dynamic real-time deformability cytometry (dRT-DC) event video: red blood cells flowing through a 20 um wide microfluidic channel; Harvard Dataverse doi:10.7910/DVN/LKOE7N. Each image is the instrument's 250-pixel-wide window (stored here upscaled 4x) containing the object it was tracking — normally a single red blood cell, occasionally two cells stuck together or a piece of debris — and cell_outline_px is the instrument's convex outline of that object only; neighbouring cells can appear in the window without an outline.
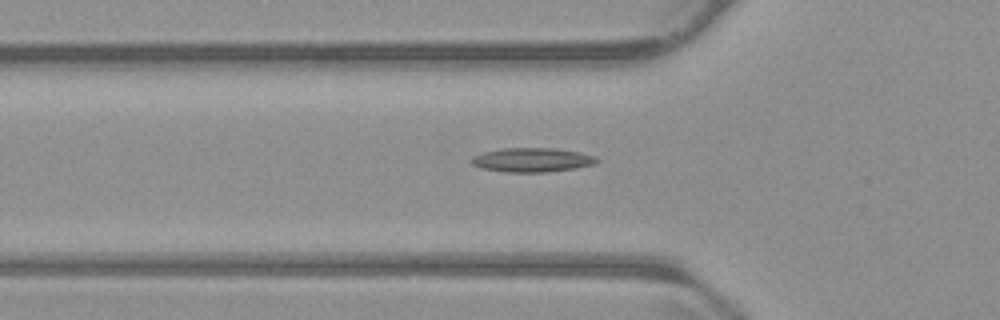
{"species": "common noctule bat (a hibernating species)", "species_latin": "Nyctalus noctula", "temperature_condition": "warm", "stored_images_in_passage": 53, "camera_frame_rate_fps": 3000, "um_per_image_px": 0.085, "animal": {"sex": "male", "body_mass_g": 23.1, "forearm_length_mm": 52.7}, "frame": {"image": 1, "passage_image": 19, "time_ms": 6.0, "image_size_px": [1000, 320], "cell_outline_px": [[600, 160], [592, 164], [576, 168], [548, 172], [508, 172], [480, 168], [472, 164], [468, 160], [472, 156], [484, 152], [500, 148], [552, 148], [580, 152], [592, 156]], "centroid_in_image_um": [45.16, 13.59], "position_along_channel_um": 80.6, "area_um2": 17.63}}
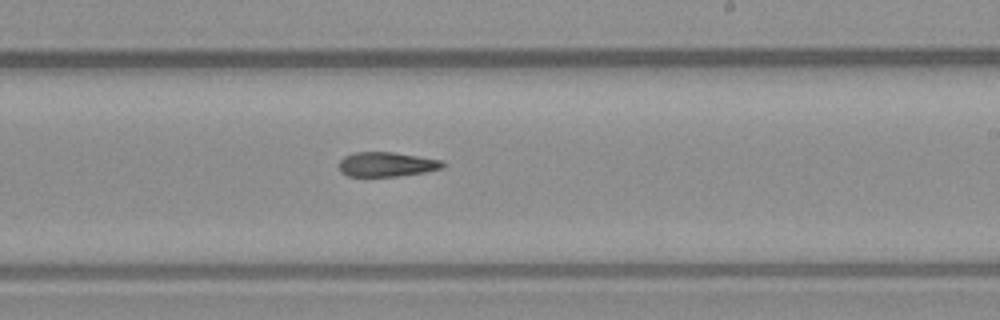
{"frame": {"image": 2, "passage_image": 33, "time_ms": 10.667, "image_size_px": [1000, 320], "cell_outline_px": [[444, 168], [424, 172], [400, 176], [348, 176], [340, 172], [340, 160], [344, 156], [352, 152], [392, 152], [444, 160]], "centroid_in_image_um": [32.87, 13.96], "position_along_channel_um": 256.1, "area_um2": 14.91}}
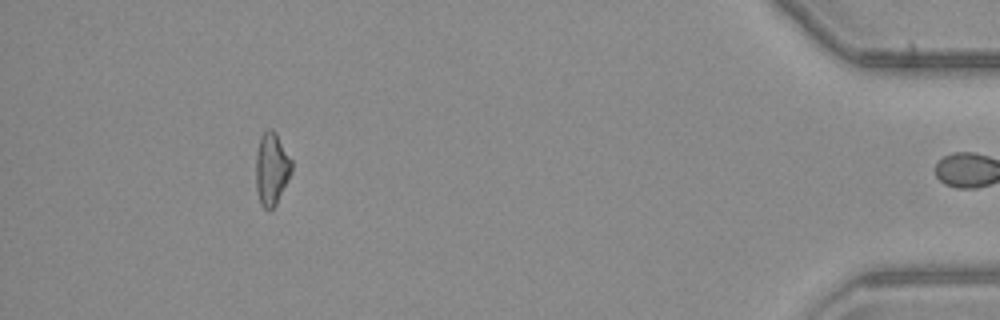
{"frame": {"image": 3, "passage_image": 51, "time_ms": 16.667, "image_size_px": [1000, 320], "cell_outline_px": [[292, 172], [276, 204], [268, 212], [260, 204], [256, 192], [256, 152], [260, 136], [268, 128], [272, 128], [276, 132], [292, 160]], "centroid_in_image_um": [23.08, 14.35], "position_along_channel_um": 412.1, "area_um2": 15.37}}